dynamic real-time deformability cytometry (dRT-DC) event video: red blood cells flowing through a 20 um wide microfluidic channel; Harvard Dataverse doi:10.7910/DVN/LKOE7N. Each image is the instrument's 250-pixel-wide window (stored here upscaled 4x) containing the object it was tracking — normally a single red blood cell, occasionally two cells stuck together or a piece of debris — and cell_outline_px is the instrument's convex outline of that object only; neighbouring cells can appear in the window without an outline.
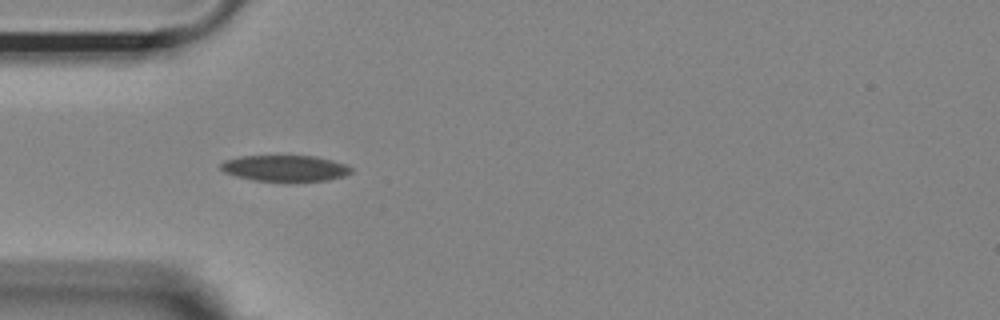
{"species": "Egyptian fruit bat (a non-hibernating species)", "species_latin": "Rousettus aegyptiacus", "temperature_condition": "room temperature", "stored_images_in_passage": 39, "camera_frame_rate_fps": 3000, "um_per_image_px": 0.085, "animal": {"sex": "female"}, "frame": {"image": 1, "passage_image": 1, "time_ms": 0.0, "image_size_px": [1000, 320], "cell_outline_px": [[352, 172], [344, 176], [328, 180], [292, 184], [288, 184], [256, 180], [236, 176], [224, 172], [220, 168], [220, 164], [224, 160], [240, 156], [316, 156], [332, 160], [344, 164], [352, 168]], "centroid_in_image_um": [24.24, 14.34], "position_along_channel_um": 60.8, "area_um2": 20.58}}
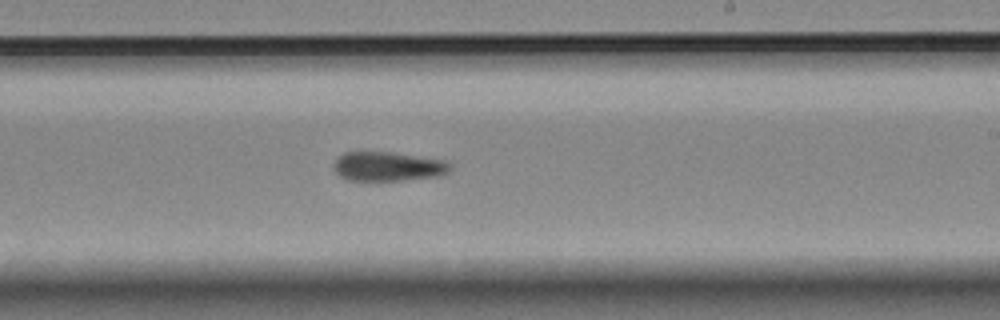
{"frame": {"image": 2, "passage_image": 17, "time_ms": 5.333, "image_size_px": [1000, 320], "cell_outline_px": [[452, 168], [444, 176], [404, 180], [348, 180], [340, 176], [332, 168], [332, 164], [344, 152], [392, 152], [444, 160], [452, 164]], "centroid_in_image_um": [33.01, 14.15], "position_along_channel_um": 256.0, "area_um2": 20.06}}
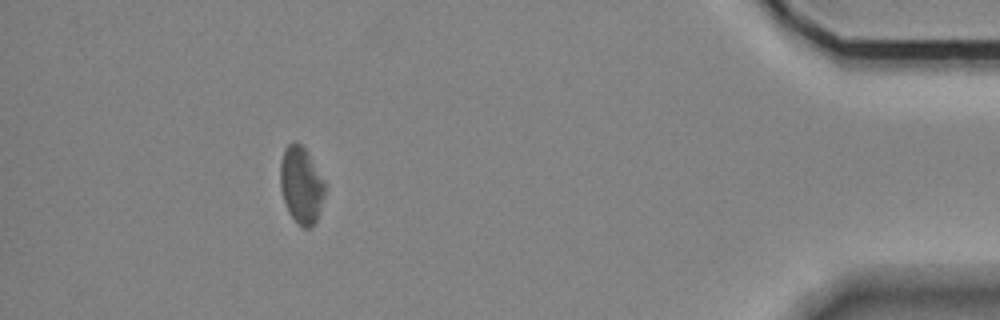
{"frame": {"image": 3, "passage_image": 34, "time_ms": 11.0, "image_size_px": [1000, 320], "cell_outline_px": [[324, 196], [316, 220], [308, 228], [304, 228], [288, 212], [280, 188], [280, 164], [284, 148], [292, 140], [296, 140], [308, 152], [324, 180]], "centroid_in_image_um": [25.58, 15.66], "position_along_channel_um": 409.6, "area_um2": 19.83}, "authors_computed_cell_mechanics": {"area_um2": 20.4034, "velocity_mm_per_s": 3.682, "shape_relaxation_time_tau1_ms": null, "shape_relaxation_time_tau2_ms": 6.3376, "deformation_change_tau1": null, "deformation_change_tau2": 0.1405}}